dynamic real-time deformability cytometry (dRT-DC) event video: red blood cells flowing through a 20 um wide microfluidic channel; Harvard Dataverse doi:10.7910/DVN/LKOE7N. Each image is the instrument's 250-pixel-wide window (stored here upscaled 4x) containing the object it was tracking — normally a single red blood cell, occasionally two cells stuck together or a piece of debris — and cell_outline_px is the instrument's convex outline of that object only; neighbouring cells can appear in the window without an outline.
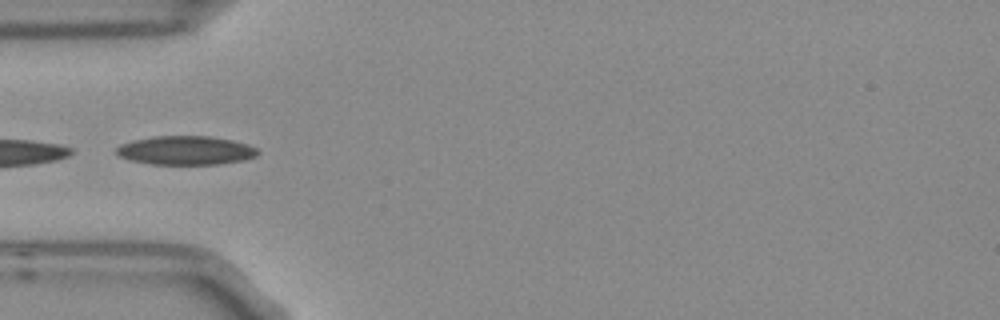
{"species": "Egyptian fruit bat (a non-hibernating species)", "species_latin": "Rousettus aegyptiacus", "temperature_condition": "room temperature", "stored_images_in_passage": 6, "camera_frame_rate_fps": 3000, "um_per_image_px": 0.085, "frame": {"image": 1, "passage_image": 4, "time_ms": 1.0, "image_size_px": [1000, 320], "cell_outline_px": [[260, 152], [256, 156], [244, 160], [220, 164], [152, 164], [128, 160], [116, 156], [116, 148], [120, 144], [136, 140], [156, 136], [208, 136], [232, 140], [248, 144], [256, 148]], "centroid_in_image_um": [15.78, 12.79], "position_along_channel_um": 69.2, "area_um2": 23.81}}